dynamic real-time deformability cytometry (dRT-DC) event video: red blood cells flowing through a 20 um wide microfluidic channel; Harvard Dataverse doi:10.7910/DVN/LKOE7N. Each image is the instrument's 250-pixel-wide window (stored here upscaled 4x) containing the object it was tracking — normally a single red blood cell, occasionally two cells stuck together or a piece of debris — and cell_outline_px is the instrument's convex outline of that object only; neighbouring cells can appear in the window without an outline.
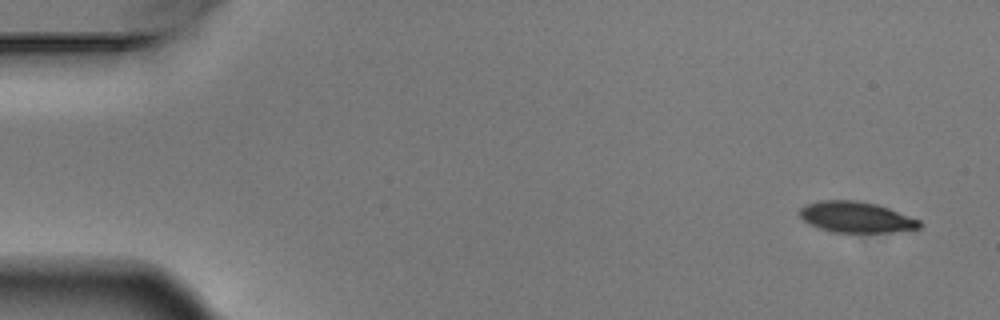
{"species": "Egyptian fruit bat (a non-hibernating species)", "species_latin": "Rousettus aegyptiacus", "temperature_condition": "warm", "stored_images_in_passage": 5, "camera_frame_rate_fps": 3000, "um_per_image_px": 0.085, "animal": {"sex": "male"}, "frame": {"image": 1, "passage_image": 1, "time_ms": 0.0, "image_size_px": [1000, 320], "cell_outline_px": [[924, 224], [920, 228], [892, 232], [832, 232], [808, 224], [800, 216], [800, 208], [804, 204], [820, 200], [856, 200], [876, 204], [888, 208], [920, 220]], "centroid_in_image_um": [72.76, 18.45], "position_along_channel_um": 12.2, "area_um2": 21.62}}
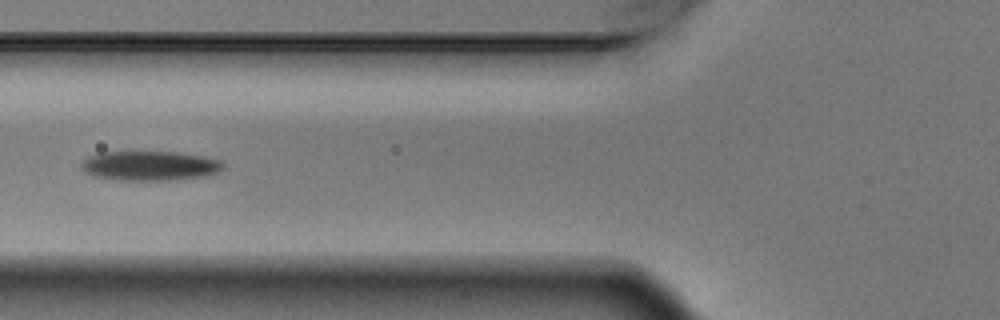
{"frame": {"image": 2, "passage_image": 5, "time_ms": 1.333, "image_size_px": [1000, 320], "cell_outline_px": [[224, 168], [220, 172], [204, 176], [172, 180], [116, 180], [92, 176], [84, 172], [80, 168], [80, 164], [88, 156], [100, 152], [180, 152], [204, 156], [220, 160], [224, 164]], "centroid_in_image_um": [12.73, 14.09], "position_along_channel_um": 113.1, "area_um2": 24.74}}